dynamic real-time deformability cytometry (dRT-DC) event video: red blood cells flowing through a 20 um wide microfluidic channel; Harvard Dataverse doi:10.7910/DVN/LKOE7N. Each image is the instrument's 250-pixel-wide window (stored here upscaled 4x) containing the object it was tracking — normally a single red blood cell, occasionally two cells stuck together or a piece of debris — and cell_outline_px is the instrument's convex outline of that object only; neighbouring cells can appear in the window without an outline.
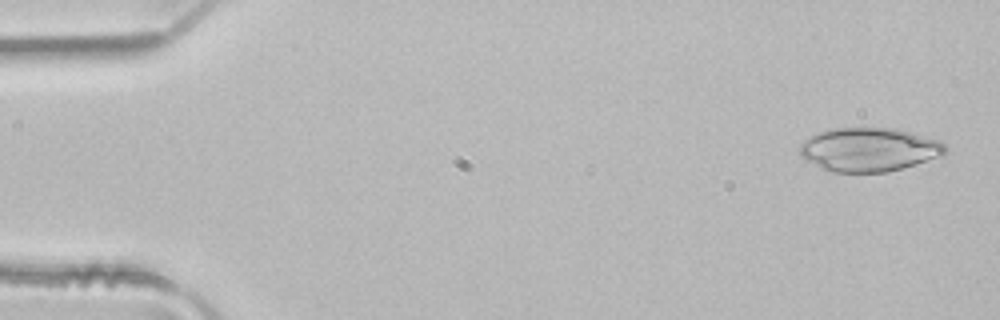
{"species": "common noctule bat (a hibernating species)", "species_latin": "Nyctalus noctula", "temperature_condition": "room temperature", "stored_images_in_passage": 4, "segment_of_instrument_passage": [2, 2], "camera_frame_rate_fps": 3000, "um_per_image_px": 0.085, "animal": {"sex": "male", "body_mass_g": 21.5, "forearm_length_mm": 52.0}, "frame": {"image": 1, "passage_image": 4, "time_ms": 1.0, "image_size_px": [1000, 320], "cell_outline_px": [[948, 148], [944, 156], [888, 172], [832, 172], [820, 168], [800, 156], [800, 144], [804, 140], [820, 132], [836, 128], [892, 128], [940, 140]], "centroid_in_image_um": [73.89, 12.73], "position_along_channel_um": 11.1, "area_um2": 37.05}}